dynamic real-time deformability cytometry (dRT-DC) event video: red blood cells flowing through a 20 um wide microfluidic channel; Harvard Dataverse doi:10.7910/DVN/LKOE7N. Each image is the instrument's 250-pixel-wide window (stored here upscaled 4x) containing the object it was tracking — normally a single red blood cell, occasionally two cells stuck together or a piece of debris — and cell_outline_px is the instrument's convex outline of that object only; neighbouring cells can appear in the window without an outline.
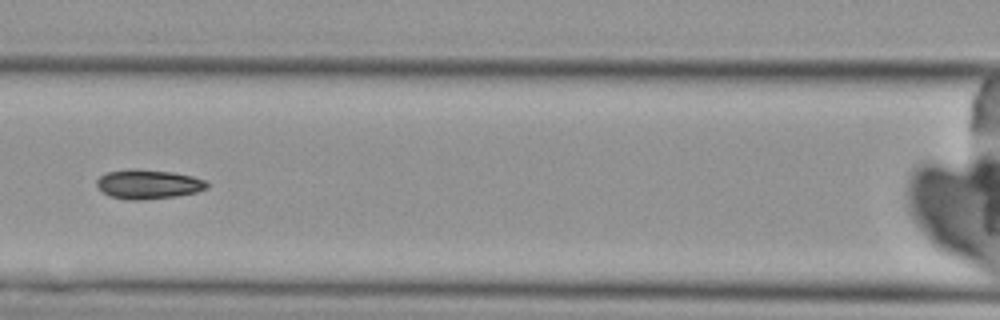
{"species": "Egyptian fruit bat (a non-hibernating species)", "species_latin": "Rousettus aegyptiacus", "temperature_condition": "cold", "stored_images_in_passage": 8, "camera_frame_rate_fps": 3000, "um_per_image_px": 0.085, "animal": {"sex": "female"}, "frame": {"image": 1, "passage_image": 8, "time_ms": 8.0, "image_size_px": [1000, 320], "cell_outline_px": [[208, 188], [196, 192], [176, 196], [140, 200], [128, 200], [108, 196], [96, 184], [96, 180], [104, 172], [128, 168], [136, 168], [172, 172], [192, 176], [204, 180], [208, 184]], "centroid_in_image_um": [12.56, 15.64], "position_along_channel_um": 154.0, "area_um2": 19.02}}